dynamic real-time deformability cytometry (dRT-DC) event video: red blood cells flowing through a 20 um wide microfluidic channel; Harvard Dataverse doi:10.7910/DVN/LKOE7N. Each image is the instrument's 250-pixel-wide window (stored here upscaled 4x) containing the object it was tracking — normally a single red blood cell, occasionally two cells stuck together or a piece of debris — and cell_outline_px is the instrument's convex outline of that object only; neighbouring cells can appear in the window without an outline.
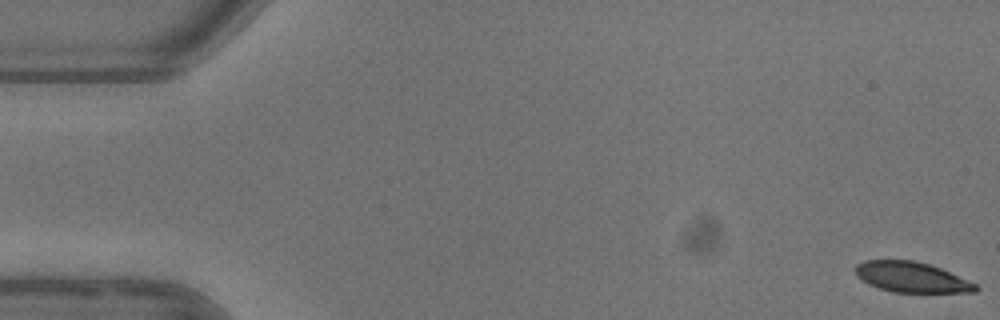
{"species": "common noctule bat (a hibernating species)", "species_latin": "Nyctalus noctula", "temperature_condition": "warm", "stored_images_in_passage": 5, "camera_frame_rate_fps": 3000, "um_per_image_px": 0.085, "animal": {"sex": "female"}, "frame": {"image": 1, "passage_image": 1, "time_ms": 0.0, "image_size_px": [1000, 320], "cell_outline_px": [[980, 288], [976, 292], [892, 292], [868, 284], [856, 276], [852, 268], [856, 264], [864, 260], [912, 260], [928, 264], [940, 268], [976, 284]], "centroid_in_image_um": [77.42, 23.55], "position_along_channel_um": 7.6, "area_um2": 21.27}}
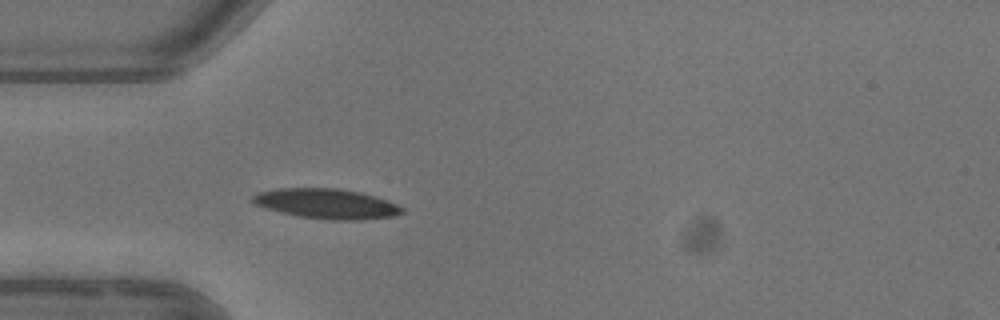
{"frame": {"image": 2, "passage_image": 5, "time_ms": 5.0, "image_size_px": [1000, 320], "cell_outline_px": [[404, 212], [392, 216], [364, 220], [328, 220], [296, 216], [280, 212], [256, 204], [248, 200], [256, 192], [276, 188], [336, 188], [360, 192], [376, 196], [396, 204], [404, 208]], "centroid_in_image_um": [27.73, 17.31], "position_along_channel_um": 57.3, "area_um2": 26.3}}